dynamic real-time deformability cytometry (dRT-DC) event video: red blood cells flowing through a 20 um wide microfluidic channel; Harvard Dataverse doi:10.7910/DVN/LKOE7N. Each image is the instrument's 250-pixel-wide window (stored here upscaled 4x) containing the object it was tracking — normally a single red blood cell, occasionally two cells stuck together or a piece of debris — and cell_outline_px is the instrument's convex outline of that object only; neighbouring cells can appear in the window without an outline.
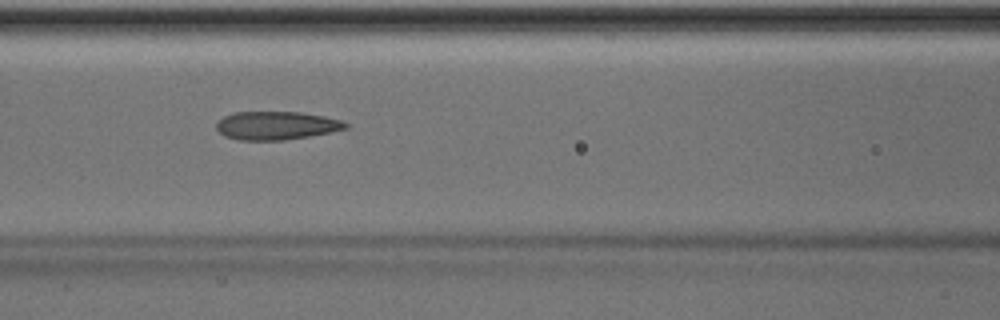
{"species": "Egyptian fruit bat (a non-hibernating species)", "species_latin": "Rousettus aegyptiacus", "temperature_condition": "room temperature", "stored_images_in_passage": 50, "camera_frame_rate_fps": 3000, "um_per_image_px": 0.085, "animal": {"sex": "male"}, "frame": {"image": 1, "passage_image": 22, "time_ms": 7.0, "image_size_px": [1000, 320], "cell_outline_px": [[348, 128], [332, 132], [284, 140], [236, 140], [224, 136], [216, 128], [216, 124], [224, 116], [236, 112], [300, 112], [324, 116], [340, 120], [348, 124]], "centroid_in_image_um": [23.49, 10.67], "position_along_channel_um": 143.1, "area_um2": 21.27}, "authors_computed_cell_mechanics": {"area_um2": 21.9062, "velocity_mm_per_s": 4.0393, "shape_relaxation_time_tau1_ms": 8.0104, "shape_relaxation_time_tau2_ms": 2.0801, "deformation_change_tau1": 0.2051, "deformation_change_tau2": 0.1152}}